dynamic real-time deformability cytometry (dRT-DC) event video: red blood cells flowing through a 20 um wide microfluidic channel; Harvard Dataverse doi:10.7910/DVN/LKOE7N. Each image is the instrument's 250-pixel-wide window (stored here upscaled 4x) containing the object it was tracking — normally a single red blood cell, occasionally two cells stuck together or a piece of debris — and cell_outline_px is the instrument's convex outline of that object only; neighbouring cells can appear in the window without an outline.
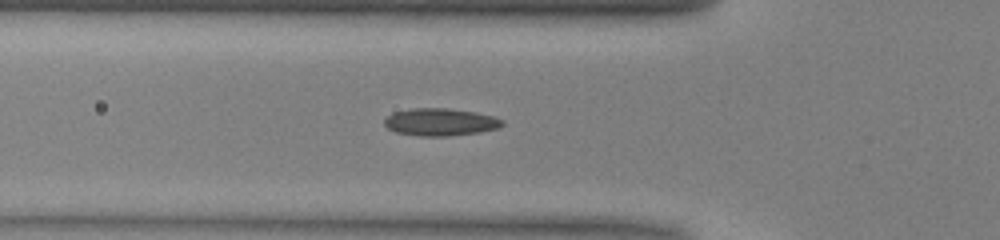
{"species": "common noctule bat (a hibernating species)", "species_latin": "Nyctalus noctula", "temperature_condition": "warm", "stored_images_in_passage": 35, "camera_frame_rate_fps": 3000, "um_per_image_px": 0.085, "animal": {"sex": "male", "body_mass_g": 13.0, "forearm_length_mm": 53.1}, "frame": {"image": 1, "passage_image": 2, "time_ms": 0.333, "image_size_px": [1000, 240], "cell_outline_px": [[504, 124], [496, 128], [480, 132], [448, 136], [420, 136], [396, 132], [388, 128], [384, 124], [384, 120], [388, 116], [396, 112], [412, 108], [448, 108], [476, 112], [492, 116], [504, 120]], "centroid_in_image_um": [37.44, 10.37], "position_along_channel_um": 88.4, "area_um2": 18.73}}
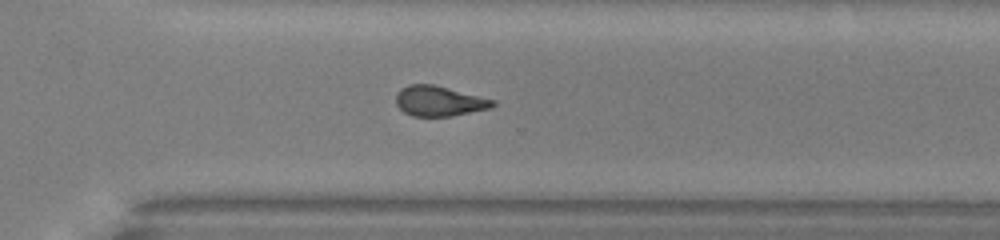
{"frame": {"image": 2, "passage_image": 20, "time_ms": 6.333, "image_size_px": [1000, 240], "cell_outline_px": [[496, 104], [492, 108], [452, 116], [412, 116], [404, 112], [396, 104], [396, 92], [400, 88], [408, 84], [432, 84], [496, 100]], "centroid_in_image_um": [37.32, 8.59], "position_along_channel_um": 333.3, "area_um2": 17.11}}
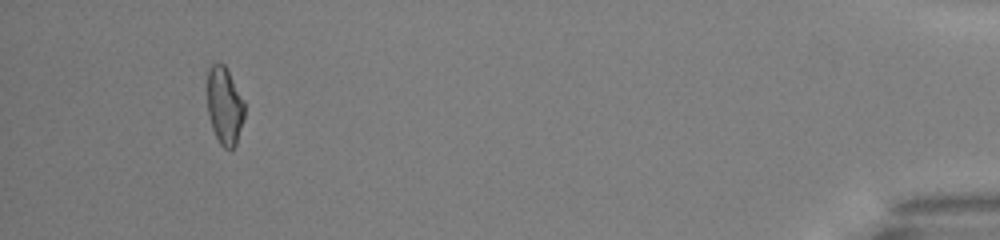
{"frame": {"image": 3, "passage_image": 32, "time_ms": 10.333, "image_size_px": [1000, 240], "cell_outline_px": [[244, 116], [236, 144], [232, 148], [224, 148], [220, 144], [212, 128], [208, 112], [208, 72], [212, 64], [216, 60], [224, 64], [244, 100]], "centroid_in_image_um": [19.09, 8.97], "position_along_channel_um": 416.1, "area_um2": 16.65}}